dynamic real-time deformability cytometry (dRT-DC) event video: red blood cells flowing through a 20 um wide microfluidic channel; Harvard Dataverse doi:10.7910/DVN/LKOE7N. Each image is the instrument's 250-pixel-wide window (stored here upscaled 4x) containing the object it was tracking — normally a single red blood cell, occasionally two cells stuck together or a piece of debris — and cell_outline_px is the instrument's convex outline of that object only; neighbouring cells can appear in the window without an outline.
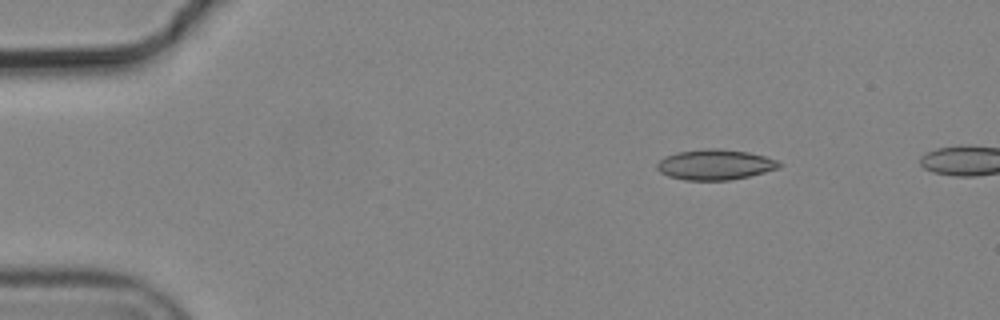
{"species": "common noctule bat (a hibernating species)", "species_latin": "Nyctalus noctula", "temperature_condition": "cold", "stored_images_in_passage": 7, "camera_frame_rate_fps": 3000, "um_per_image_px": 0.085, "animal": {"sex": "male", "body_mass_g": 19.2, "forearm_length_mm": 51.8}, "frame": {"image": 1, "passage_image": 3, "time_ms": 0.667, "image_size_px": [1000, 320], "cell_outline_px": [[784, 164], [780, 168], [732, 180], [684, 180], [668, 176], [660, 172], [656, 168], [656, 164], [664, 156], [676, 152], [708, 148], [720, 148], [748, 152], [764, 156], [776, 160]], "centroid_in_image_um": [60.77, 13.99], "position_along_channel_um": 24.2, "area_um2": 21.79}}
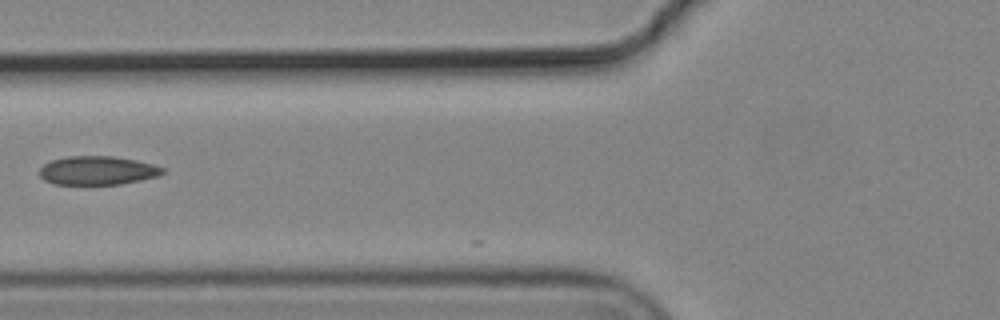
{"frame": {"image": 2, "passage_image": 7, "time_ms": 2.0, "image_size_px": [1000, 320], "cell_outline_px": [[164, 172], [160, 176], [120, 184], [56, 184], [44, 180], [40, 176], [40, 168], [44, 164], [52, 160], [68, 156], [112, 156], [136, 160], [152, 164], [164, 168]], "centroid_in_image_um": [8.3, 14.49], "position_along_channel_um": 117.5, "area_um2": 20.52}}